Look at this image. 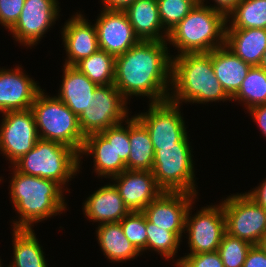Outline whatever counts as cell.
Here are the masks:
<instances>
[{"instance_id":"6da1fadb","label":"cell","mask_w":266,"mask_h":267,"mask_svg":"<svg viewBox=\"0 0 266 267\" xmlns=\"http://www.w3.org/2000/svg\"><path fill=\"white\" fill-rule=\"evenodd\" d=\"M167 45V41L140 40L115 57L114 85L127 101L134 95L147 96L150 103L169 100L174 55Z\"/></svg>"},{"instance_id":"7a4b0ae2","label":"cell","mask_w":266,"mask_h":267,"mask_svg":"<svg viewBox=\"0 0 266 267\" xmlns=\"http://www.w3.org/2000/svg\"><path fill=\"white\" fill-rule=\"evenodd\" d=\"M12 167L10 199L19 214L13 220L14 229H32L34 224L47 220L67 210L64 189L55 181L30 176ZM66 209V210H65Z\"/></svg>"},{"instance_id":"3957f363","label":"cell","mask_w":266,"mask_h":267,"mask_svg":"<svg viewBox=\"0 0 266 267\" xmlns=\"http://www.w3.org/2000/svg\"><path fill=\"white\" fill-rule=\"evenodd\" d=\"M171 90L169 100L180 106L232 100L214 74L212 51L172 57Z\"/></svg>"},{"instance_id":"277c9868","label":"cell","mask_w":266,"mask_h":267,"mask_svg":"<svg viewBox=\"0 0 266 267\" xmlns=\"http://www.w3.org/2000/svg\"><path fill=\"white\" fill-rule=\"evenodd\" d=\"M227 18L199 1L188 15L168 32L167 44L178 55L208 53L225 45Z\"/></svg>"},{"instance_id":"5b68a950","label":"cell","mask_w":266,"mask_h":267,"mask_svg":"<svg viewBox=\"0 0 266 267\" xmlns=\"http://www.w3.org/2000/svg\"><path fill=\"white\" fill-rule=\"evenodd\" d=\"M17 171L53 180L64 190L80 170L79 154L67 145L39 139L34 147L12 165Z\"/></svg>"},{"instance_id":"8992f818","label":"cell","mask_w":266,"mask_h":267,"mask_svg":"<svg viewBox=\"0 0 266 267\" xmlns=\"http://www.w3.org/2000/svg\"><path fill=\"white\" fill-rule=\"evenodd\" d=\"M41 90L31 106L39 139L55 141L80 154L85 136L79 125V117L57 96L46 95Z\"/></svg>"},{"instance_id":"52a82bcc","label":"cell","mask_w":266,"mask_h":267,"mask_svg":"<svg viewBox=\"0 0 266 267\" xmlns=\"http://www.w3.org/2000/svg\"><path fill=\"white\" fill-rule=\"evenodd\" d=\"M189 139L186 135L180 142L175 143V146L153 147L155 158L152 172L156 184L163 192L198 195Z\"/></svg>"},{"instance_id":"ba28073f","label":"cell","mask_w":266,"mask_h":267,"mask_svg":"<svg viewBox=\"0 0 266 267\" xmlns=\"http://www.w3.org/2000/svg\"><path fill=\"white\" fill-rule=\"evenodd\" d=\"M226 218V233L258 245L266 235V209L246 192L221 200Z\"/></svg>"},{"instance_id":"9c48e42d","label":"cell","mask_w":266,"mask_h":267,"mask_svg":"<svg viewBox=\"0 0 266 267\" xmlns=\"http://www.w3.org/2000/svg\"><path fill=\"white\" fill-rule=\"evenodd\" d=\"M128 101L111 85H98L87 108L79 116V125L84 136L118 125L129 118Z\"/></svg>"},{"instance_id":"30bf717a","label":"cell","mask_w":266,"mask_h":267,"mask_svg":"<svg viewBox=\"0 0 266 267\" xmlns=\"http://www.w3.org/2000/svg\"><path fill=\"white\" fill-rule=\"evenodd\" d=\"M194 203L195 201L189 206L185 219L187 243L190 247L188 254L217 251L226 233V218L222 203L207 205L192 215L190 212Z\"/></svg>"},{"instance_id":"8fae6325","label":"cell","mask_w":266,"mask_h":267,"mask_svg":"<svg viewBox=\"0 0 266 267\" xmlns=\"http://www.w3.org/2000/svg\"><path fill=\"white\" fill-rule=\"evenodd\" d=\"M148 106V111L134 117L147 129L153 147L175 146L187 135L180 105L166 100Z\"/></svg>"},{"instance_id":"7c38bea8","label":"cell","mask_w":266,"mask_h":267,"mask_svg":"<svg viewBox=\"0 0 266 267\" xmlns=\"http://www.w3.org/2000/svg\"><path fill=\"white\" fill-rule=\"evenodd\" d=\"M0 153L11 166L28 153L39 140L36 121L31 109L2 113Z\"/></svg>"},{"instance_id":"4fadbf2b","label":"cell","mask_w":266,"mask_h":267,"mask_svg":"<svg viewBox=\"0 0 266 267\" xmlns=\"http://www.w3.org/2000/svg\"><path fill=\"white\" fill-rule=\"evenodd\" d=\"M58 4V0H25L19 20L10 30L15 41L27 48L37 45L59 18Z\"/></svg>"},{"instance_id":"5bb4252c","label":"cell","mask_w":266,"mask_h":267,"mask_svg":"<svg viewBox=\"0 0 266 267\" xmlns=\"http://www.w3.org/2000/svg\"><path fill=\"white\" fill-rule=\"evenodd\" d=\"M94 26L99 49L114 57L122 55L140 41L123 10L102 8Z\"/></svg>"},{"instance_id":"9a60e30c","label":"cell","mask_w":266,"mask_h":267,"mask_svg":"<svg viewBox=\"0 0 266 267\" xmlns=\"http://www.w3.org/2000/svg\"><path fill=\"white\" fill-rule=\"evenodd\" d=\"M196 197V194L186 192H162L142 213L157 227L171 232H185L186 213Z\"/></svg>"},{"instance_id":"2e32d148","label":"cell","mask_w":266,"mask_h":267,"mask_svg":"<svg viewBox=\"0 0 266 267\" xmlns=\"http://www.w3.org/2000/svg\"><path fill=\"white\" fill-rule=\"evenodd\" d=\"M22 70L21 65L12 69L0 68L1 113L31 109L36 96L42 90L37 81Z\"/></svg>"},{"instance_id":"e0dca14e","label":"cell","mask_w":266,"mask_h":267,"mask_svg":"<svg viewBox=\"0 0 266 267\" xmlns=\"http://www.w3.org/2000/svg\"><path fill=\"white\" fill-rule=\"evenodd\" d=\"M110 179L131 212L142 211L163 192L152 171L124 170Z\"/></svg>"},{"instance_id":"ac0fdd59","label":"cell","mask_w":266,"mask_h":267,"mask_svg":"<svg viewBox=\"0 0 266 267\" xmlns=\"http://www.w3.org/2000/svg\"><path fill=\"white\" fill-rule=\"evenodd\" d=\"M84 155L93 157V171L97 176L111 178L126 170V163L117 155L115 149V126L101 133L85 137L83 148L79 154V162Z\"/></svg>"},{"instance_id":"d6986e66","label":"cell","mask_w":266,"mask_h":267,"mask_svg":"<svg viewBox=\"0 0 266 267\" xmlns=\"http://www.w3.org/2000/svg\"><path fill=\"white\" fill-rule=\"evenodd\" d=\"M88 21L84 15L76 12L62 27L63 45L67 54L64 65L74 66L99 50L96 28Z\"/></svg>"},{"instance_id":"ffe728a7","label":"cell","mask_w":266,"mask_h":267,"mask_svg":"<svg viewBox=\"0 0 266 267\" xmlns=\"http://www.w3.org/2000/svg\"><path fill=\"white\" fill-rule=\"evenodd\" d=\"M83 213L90 221L120 222L131 211L125 205L113 183L101 186L83 202Z\"/></svg>"},{"instance_id":"44dd1931","label":"cell","mask_w":266,"mask_h":267,"mask_svg":"<svg viewBox=\"0 0 266 267\" xmlns=\"http://www.w3.org/2000/svg\"><path fill=\"white\" fill-rule=\"evenodd\" d=\"M123 11L140 40L167 41L168 32L161 24L157 0H135Z\"/></svg>"},{"instance_id":"7402d4cb","label":"cell","mask_w":266,"mask_h":267,"mask_svg":"<svg viewBox=\"0 0 266 267\" xmlns=\"http://www.w3.org/2000/svg\"><path fill=\"white\" fill-rule=\"evenodd\" d=\"M57 97L78 117L87 108L98 86L74 66L63 65Z\"/></svg>"},{"instance_id":"603a6c76","label":"cell","mask_w":266,"mask_h":267,"mask_svg":"<svg viewBox=\"0 0 266 267\" xmlns=\"http://www.w3.org/2000/svg\"><path fill=\"white\" fill-rule=\"evenodd\" d=\"M212 66L219 83L231 98L238 92L252 67L225 45L212 50Z\"/></svg>"},{"instance_id":"cb8c5ba5","label":"cell","mask_w":266,"mask_h":267,"mask_svg":"<svg viewBox=\"0 0 266 267\" xmlns=\"http://www.w3.org/2000/svg\"><path fill=\"white\" fill-rule=\"evenodd\" d=\"M225 46L250 66H259L266 50V29L226 28Z\"/></svg>"},{"instance_id":"d4e9b609","label":"cell","mask_w":266,"mask_h":267,"mask_svg":"<svg viewBox=\"0 0 266 267\" xmlns=\"http://www.w3.org/2000/svg\"><path fill=\"white\" fill-rule=\"evenodd\" d=\"M96 237L104 256L111 262L130 261L142 254L124 235L120 222L98 225Z\"/></svg>"},{"instance_id":"484cf974","label":"cell","mask_w":266,"mask_h":267,"mask_svg":"<svg viewBox=\"0 0 266 267\" xmlns=\"http://www.w3.org/2000/svg\"><path fill=\"white\" fill-rule=\"evenodd\" d=\"M130 117V153L126 162V170L152 171L155 152L149 133L133 115Z\"/></svg>"},{"instance_id":"4316f807","label":"cell","mask_w":266,"mask_h":267,"mask_svg":"<svg viewBox=\"0 0 266 267\" xmlns=\"http://www.w3.org/2000/svg\"><path fill=\"white\" fill-rule=\"evenodd\" d=\"M13 261L7 267H48L33 229L13 228Z\"/></svg>"},{"instance_id":"83f0119b","label":"cell","mask_w":266,"mask_h":267,"mask_svg":"<svg viewBox=\"0 0 266 267\" xmlns=\"http://www.w3.org/2000/svg\"><path fill=\"white\" fill-rule=\"evenodd\" d=\"M74 67L97 85L114 84L115 57L106 51L99 49L89 57L81 59Z\"/></svg>"},{"instance_id":"f1b7e54d","label":"cell","mask_w":266,"mask_h":267,"mask_svg":"<svg viewBox=\"0 0 266 267\" xmlns=\"http://www.w3.org/2000/svg\"><path fill=\"white\" fill-rule=\"evenodd\" d=\"M226 28L266 29V0H242L228 16Z\"/></svg>"},{"instance_id":"f546056e","label":"cell","mask_w":266,"mask_h":267,"mask_svg":"<svg viewBox=\"0 0 266 267\" xmlns=\"http://www.w3.org/2000/svg\"><path fill=\"white\" fill-rule=\"evenodd\" d=\"M243 103L247 111L261 104H266V70L252 66L243 80L240 89L232 97V101Z\"/></svg>"},{"instance_id":"4dcf8cb0","label":"cell","mask_w":266,"mask_h":267,"mask_svg":"<svg viewBox=\"0 0 266 267\" xmlns=\"http://www.w3.org/2000/svg\"><path fill=\"white\" fill-rule=\"evenodd\" d=\"M147 231V250H153L163 256L165 259H174L180 242H182V233L186 232H171L166 228L157 227L146 219Z\"/></svg>"},{"instance_id":"1f68e13d","label":"cell","mask_w":266,"mask_h":267,"mask_svg":"<svg viewBox=\"0 0 266 267\" xmlns=\"http://www.w3.org/2000/svg\"><path fill=\"white\" fill-rule=\"evenodd\" d=\"M200 0H157L163 28L169 32L196 6Z\"/></svg>"},{"instance_id":"d6a6232c","label":"cell","mask_w":266,"mask_h":267,"mask_svg":"<svg viewBox=\"0 0 266 267\" xmlns=\"http://www.w3.org/2000/svg\"><path fill=\"white\" fill-rule=\"evenodd\" d=\"M252 244L246 240L235 238L225 233L217 252L224 267H243L246 255Z\"/></svg>"},{"instance_id":"836d02e7","label":"cell","mask_w":266,"mask_h":267,"mask_svg":"<svg viewBox=\"0 0 266 267\" xmlns=\"http://www.w3.org/2000/svg\"><path fill=\"white\" fill-rule=\"evenodd\" d=\"M120 225L124 235L140 253L147 250L146 217L142 211L130 212Z\"/></svg>"},{"instance_id":"e575fe53","label":"cell","mask_w":266,"mask_h":267,"mask_svg":"<svg viewBox=\"0 0 266 267\" xmlns=\"http://www.w3.org/2000/svg\"><path fill=\"white\" fill-rule=\"evenodd\" d=\"M179 263L183 267H224L217 251L187 254L177 259L175 264Z\"/></svg>"},{"instance_id":"d590c367","label":"cell","mask_w":266,"mask_h":267,"mask_svg":"<svg viewBox=\"0 0 266 267\" xmlns=\"http://www.w3.org/2000/svg\"><path fill=\"white\" fill-rule=\"evenodd\" d=\"M25 0H0V24L10 31L19 20Z\"/></svg>"},{"instance_id":"8d00e7d4","label":"cell","mask_w":266,"mask_h":267,"mask_svg":"<svg viewBox=\"0 0 266 267\" xmlns=\"http://www.w3.org/2000/svg\"><path fill=\"white\" fill-rule=\"evenodd\" d=\"M124 125L126 126L124 127ZM115 149L117 155L126 163L130 153L129 118L125 122L115 125Z\"/></svg>"},{"instance_id":"74e56055","label":"cell","mask_w":266,"mask_h":267,"mask_svg":"<svg viewBox=\"0 0 266 267\" xmlns=\"http://www.w3.org/2000/svg\"><path fill=\"white\" fill-rule=\"evenodd\" d=\"M243 267H266V254L259 245L251 246Z\"/></svg>"},{"instance_id":"f35d334b","label":"cell","mask_w":266,"mask_h":267,"mask_svg":"<svg viewBox=\"0 0 266 267\" xmlns=\"http://www.w3.org/2000/svg\"><path fill=\"white\" fill-rule=\"evenodd\" d=\"M252 119L266 137V104L256 105L248 110Z\"/></svg>"},{"instance_id":"ab89813d","label":"cell","mask_w":266,"mask_h":267,"mask_svg":"<svg viewBox=\"0 0 266 267\" xmlns=\"http://www.w3.org/2000/svg\"><path fill=\"white\" fill-rule=\"evenodd\" d=\"M201 2H205V0H200ZM216 4L211 6L208 5L214 11H217L223 14L226 18L236 9V6L242 0H213Z\"/></svg>"},{"instance_id":"60d3db41","label":"cell","mask_w":266,"mask_h":267,"mask_svg":"<svg viewBox=\"0 0 266 267\" xmlns=\"http://www.w3.org/2000/svg\"><path fill=\"white\" fill-rule=\"evenodd\" d=\"M246 193L259 205L266 209V178L260 183L259 186Z\"/></svg>"},{"instance_id":"b9f144b4","label":"cell","mask_w":266,"mask_h":267,"mask_svg":"<svg viewBox=\"0 0 266 267\" xmlns=\"http://www.w3.org/2000/svg\"><path fill=\"white\" fill-rule=\"evenodd\" d=\"M135 0H101L104 5L102 8L109 10H124L127 6L132 4Z\"/></svg>"},{"instance_id":"7bdbcfd3","label":"cell","mask_w":266,"mask_h":267,"mask_svg":"<svg viewBox=\"0 0 266 267\" xmlns=\"http://www.w3.org/2000/svg\"><path fill=\"white\" fill-rule=\"evenodd\" d=\"M260 68H263L264 70H266V50L262 56L261 62L259 64Z\"/></svg>"},{"instance_id":"ee69618b","label":"cell","mask_w":266,"mask_h":267,"mask_svg":"<svg viewBox=\"0 0 266 267\" xmlns=\"http://www.w3.org/2000/svg\"><path fill=\"white\" fill-rule=\"evenodd\" d=\"M266 254V235L260 240L258 244Z\"/></svg>"},{"instance_id":"f6af8a7d","label":"cell","mask_w":266,"mask_h":267,"mask_svg":"<svg viewBox=\"0 0 266 267\" xmlns=\"http://www.w3.org/2000/svg\"><path fill=\"white\" fill-rule=\"evenodd\" d=\"M177 267H183L180 263L179 264H176Z\"/></svg>"},{"instance_id":"bcb514c9","label":"cell","mask_w":266,"mask_h":267,"mask_svg":"<svg viewBox=\"0 0 266 267\" xmlns=\"http://www.w3.org/2000/svg\"><path fill=\"white\" fill-rule=\"evenodd\" d=\"M1 260H2V259H0V267H3V266H2L3 264H2V261H1Z\"/></svg>"}]
</instances>
